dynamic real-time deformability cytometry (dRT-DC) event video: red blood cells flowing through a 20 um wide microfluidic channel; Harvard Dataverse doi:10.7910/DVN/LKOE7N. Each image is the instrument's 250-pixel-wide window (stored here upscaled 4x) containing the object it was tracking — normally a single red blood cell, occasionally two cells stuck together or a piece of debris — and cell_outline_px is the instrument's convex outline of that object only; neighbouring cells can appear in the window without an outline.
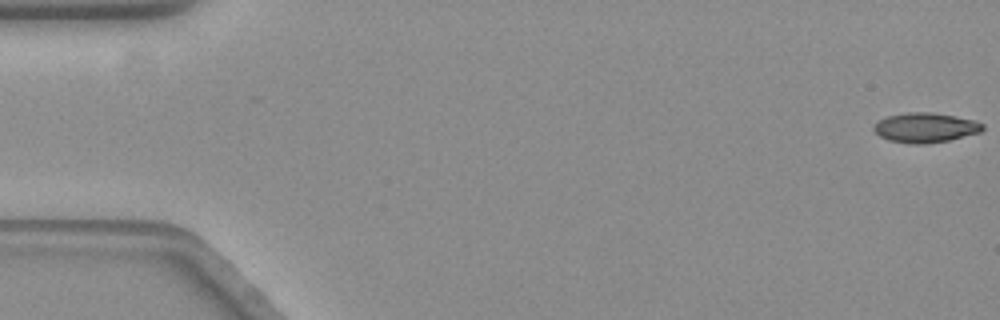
{"species": "common noctule bat (a hibernating species)", "species_latin": "Nyctalus noctula", "temperature_condition": "warm", "stored_images_in_passage": 58, "camera_frame_rate_fps": 3000, "um_per_image_px": 0.085, "animal": {"sex": "female", "body_mass_g": 19.3, "forearm_length_mm": 54.1}, "frame": {"image": 1, "passage_image": 1, "time_ms": 0.0, "image_size_px": [1000, 320], "cell_outline_px": [[984, 128], [980, 132], [948, 140], [924, 144], [912, 144], [888, 140], [880, 136], [872, 128], [880, 120], [888, 116], [908, 112], [932, 112], [976, 120], [984, 124]], "centroid_in_image_um": [78.67, 10.84], "position_along_channel_um": 6.3, "area_um2": 18.73}}
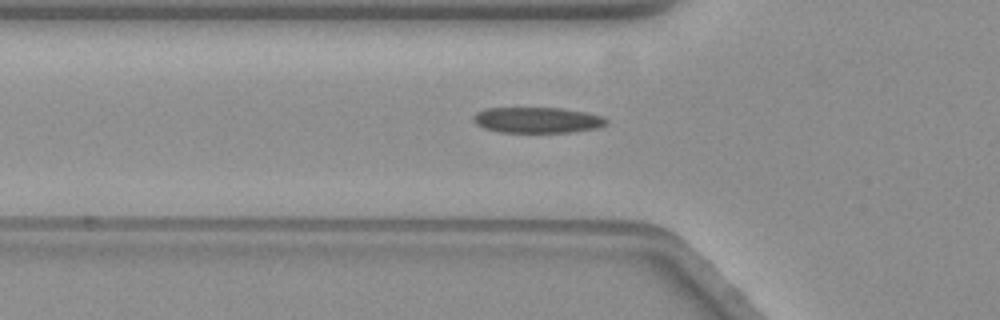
{"frame": {"image": 2, "passage_image": 20, "time_ms": 6.333, "image_size_px": [1000, 320], "cell_outline_px": [[608, 124], [596, 128], [568, 132], [500, 132], [484, 128], [476, 124], [472, 120], [472, 116], [476, 112], [484, 108], [560, 108], [584, 112], [604, 116], [608, 120]], "centroid_in_image_um": [45.64, 10.2], "position_along_channel_um": 80.2, "area_um2": 20.0}}
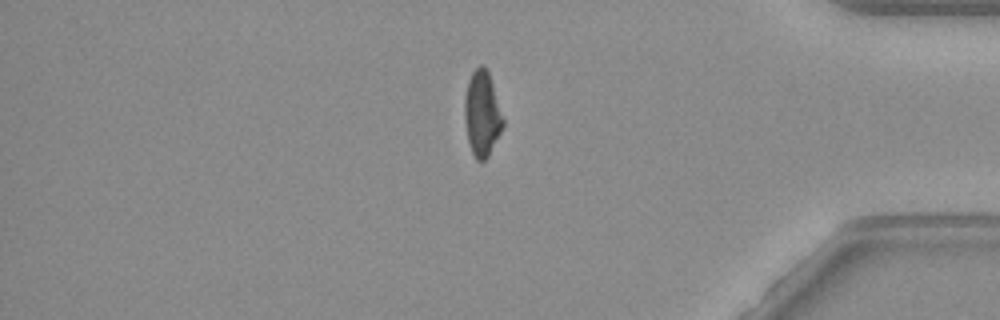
{"frame": {"image": 3, "passage_image": 49, "time_ms": 16.0, "image_size_px": [1000, 320], "cell_outline_px": [[504, 124], [488, 156], [484, 160], [476, 160], [472, 152], [468, 140], [464, 116], [464, 100], [468, 80], [472, 72], [480, 64], [484, 64], [488, 72], [504, 120]], "centroid_in_image_um": [40.96, 9.64], "position_along_channel_um": 394.2, "area_um2": 18.79}, "authors_computed_cell_mechanics": {"area_um2": 19.6809, "velocity_mm_per_s": 3.5621, "shape_relaxation_time_tau1_ms": 6.0778, "shape_relaxation_time_tau2_ms": 0.7482, "deformation_change_tau1": 0.2209, "deformation_change_tau2": 0.0751}}